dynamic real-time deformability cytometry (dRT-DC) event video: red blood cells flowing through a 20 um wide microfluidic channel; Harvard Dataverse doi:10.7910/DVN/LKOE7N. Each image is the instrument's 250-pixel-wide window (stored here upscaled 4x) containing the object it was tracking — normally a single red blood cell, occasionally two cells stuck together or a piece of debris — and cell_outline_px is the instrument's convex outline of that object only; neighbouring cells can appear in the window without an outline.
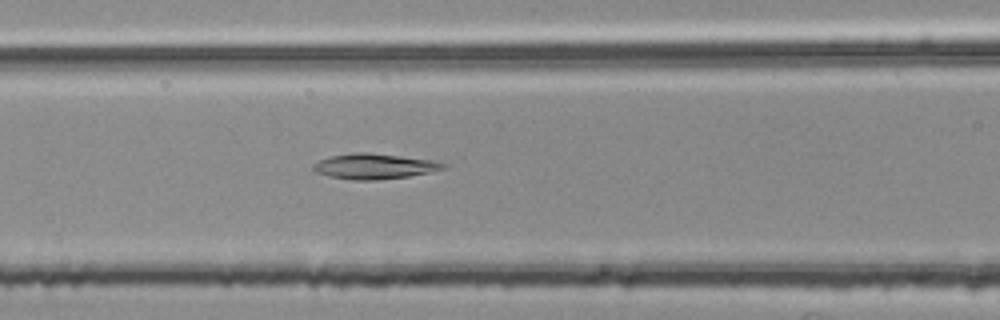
{"species": "common noctule bat (a hibernating species)", "species_latin": "Nyctalus noctula", "temperature_condition": "room temperature", "stored_images_in_passage": 52, "camera_frame_rate_fps": 3000, "um_per_image_px": 0.085, "animal": {"sex": "female", "body_mass_g": 25.1}, "frame": {"image": 1, "passage_image": 20, "time_ms": 6.333, "image_size_px": [1000, 320], "cell_outline_px": [[448, 164], [444, 168], [428, 172], [408, 176], [376, 180], [352, 180], [328, 176], [316, 172], [312, 168], [312, 164], [320, 160], [332, 156], [352, 152], [368, 152], [432, 160]], "centroid_in_image_um": [31.77, 14.13], "position_along_channel_um": 134.8, "area_um2": 19.07}}
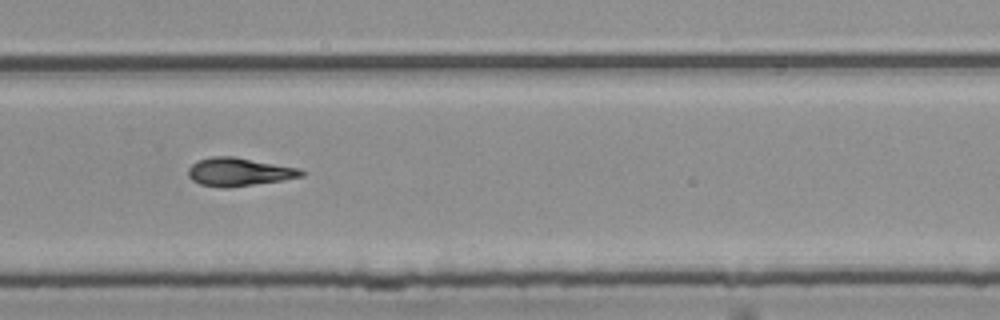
{"frame": {"image": 2, "passage_image": 34, "time_ms": 11.0, "image_size_px": [1000, 320], "cell_outline_px": [[304, 176], [280, 180], [224, 188], [200, 184], [192, 180], [188, 176], [188, 168], [196, 160], [212, 156], [232, 156], [300, 168], [304, 172]], "centroid_in_image_um": [20.27, 14.59], "position_along_channel_um": 309.5, "area_um2": 18.44}}
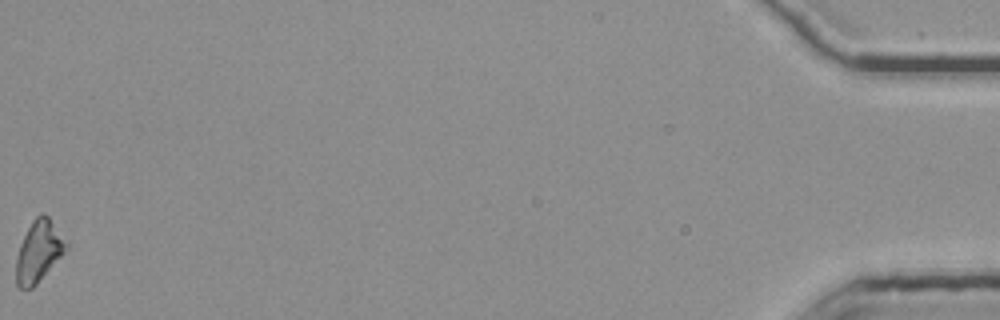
{"frame": {"image": 3, "passage_image": 52, "time_ms": 17.0, "image_size_px": [1000, 320], "cell_outline_px": [[68, 248], [36, 284], [32, 288], [20, 288], [16, 284], [16, 256], [20, 244], [32, 220], [40, 212], [44, 212], [48, 216], [68, 240]], "centroid_in_image_um": [3.3, 21.32], "position_along_channel_um": 431.9, "area_um2": 17.92}, "authors_computed_cell_mechanics": {"area_um2": 18.2648, "velocity_mm_per_s": 3.7591, "shape_relaxation_time_tau1_ms": 9.8157, "shape_relaxation_time_tau2_ms": 9.0062, "deformation_change_tau1": 0.196, "deformation_change_tau2": 0.1914}}